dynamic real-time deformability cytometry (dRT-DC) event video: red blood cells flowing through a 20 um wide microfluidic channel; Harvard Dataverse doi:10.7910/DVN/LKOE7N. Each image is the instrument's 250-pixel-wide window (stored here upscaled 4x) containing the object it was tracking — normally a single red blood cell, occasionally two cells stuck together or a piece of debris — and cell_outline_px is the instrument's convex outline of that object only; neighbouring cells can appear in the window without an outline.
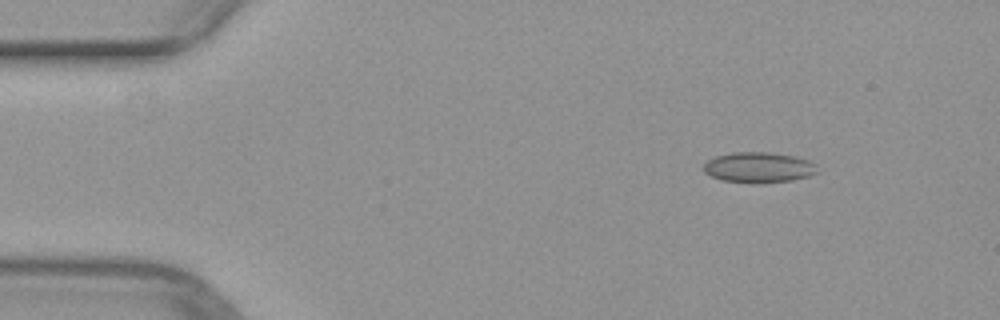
{"species": "common noctule bat (a hibernating species)", "species_latin": "Nyctalus noctula", "temperature_condition": "warm", "stored_images_in_passage": 45, "camera_frame_rate_fps": 3000, "um_per_image_px": 0.085, "animal": {"sex": "female", "body_mass_g": 29.2, "forearm_length_mm": 56.3}, "frame": {"image": 1, "passage_image": 1, "time_ms": 0.0, "image_size_px": [1000, 320], "cell_outline_px": [[820, 172], [808, 176], [792, 180], [752, 184], [724, 180], [712, 176], [704, 172], [704, 164], [708, 160], [716, 156], [736, 152], [768, 152], [796, 156], [808, 160]], "centroid_in_image_um": [64.49, 14.23], "position_along_channel_um": 20.5, "area_um2": 20.11}}
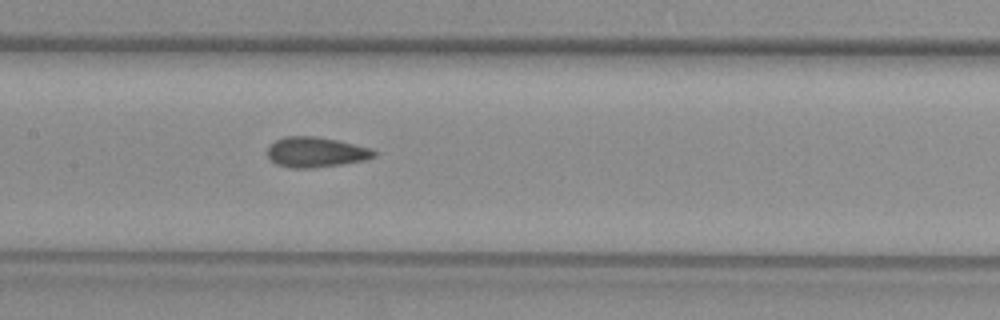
{"frame": {"image": 2, "passage_image": 19, "time_ms": 6.0, "image_size_px": [1000, 320], "cell_outline_px": [[376, 156], [364, 160], [340, 164], [312, 168], [288, 168], [276, 164], [268, 156], [268, 148], [276, 140], [284, 136], [316, 136], [336, 140], [372, 148], [376, 152]], "centroid_in_image_um": [26.85, 12.93], "position_along_channel_um": 180.6, "area_um2": 18.67}}
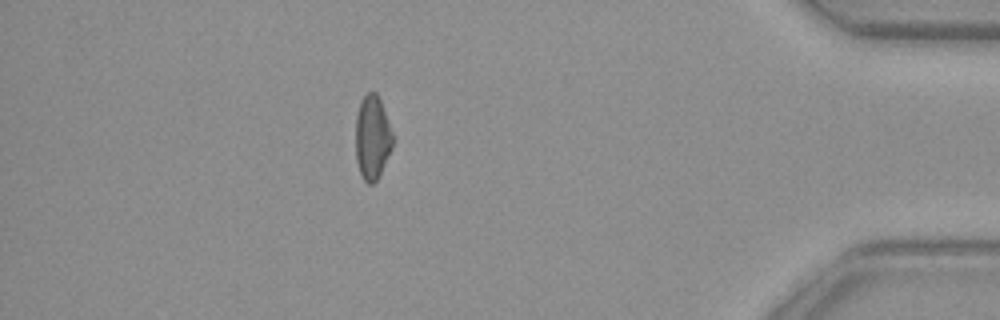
{"frame": {"image": 3, "passage_image": 39, "time_ms": 12.667, "image_size_px": [1000, 320], "cell_outline_px": [[392, 148], [380, 176], [372, 184], [368, 184], [360, 176], [356, 160], [356, 116], [360, 100], [368, 92], [376, 92], [380, 100], [392, 132]], "centroid_in_image_um": [31.63, 11.72], "position_along_channel_um": 403.6, "area_um2": 18.21}}